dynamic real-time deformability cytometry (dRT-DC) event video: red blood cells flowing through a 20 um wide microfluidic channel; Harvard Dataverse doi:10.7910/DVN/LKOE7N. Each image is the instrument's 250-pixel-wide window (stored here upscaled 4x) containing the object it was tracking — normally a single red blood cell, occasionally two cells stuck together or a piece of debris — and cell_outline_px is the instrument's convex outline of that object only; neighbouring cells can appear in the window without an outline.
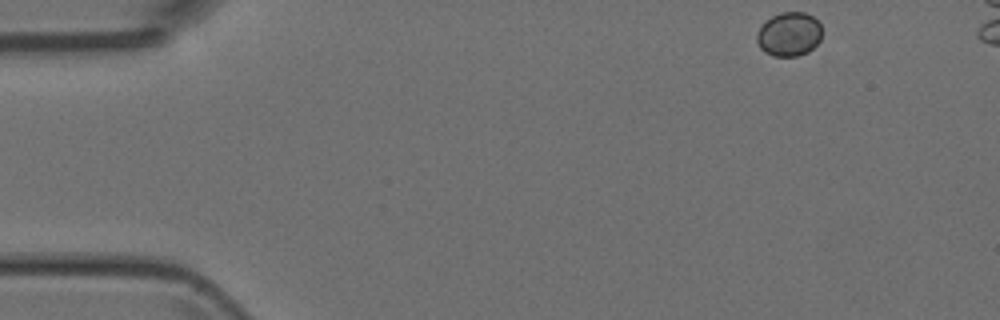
{"species": "Egyptian fruit bat (a non-hibernating species)", "species_latin": "Rousettus aegyptiacus", "temperature_condition": "room temperature", "stored_images_in_passage": 5, "camera_frame_rate_fps": 3000, "um_per_image_px": 0.085, "animal": {"sex": "female"}, "frame": {"image": 1, "passage_image": 1, "time_ms": 0.0, "image_size_px": [1000, 320], "cell_outline_px": [[820, 40], [808, 52], [796, 56], [772, 56], [764, 52], [760, 48], [756, 40], [756, 32], [772, 16], [780, 12], [804, 12], [812, 16], [820, 24]], "centroid_in_image_um": [67.05, 2.92], "position_along_channel_um": 18.0, "area_um2": 16.59}}